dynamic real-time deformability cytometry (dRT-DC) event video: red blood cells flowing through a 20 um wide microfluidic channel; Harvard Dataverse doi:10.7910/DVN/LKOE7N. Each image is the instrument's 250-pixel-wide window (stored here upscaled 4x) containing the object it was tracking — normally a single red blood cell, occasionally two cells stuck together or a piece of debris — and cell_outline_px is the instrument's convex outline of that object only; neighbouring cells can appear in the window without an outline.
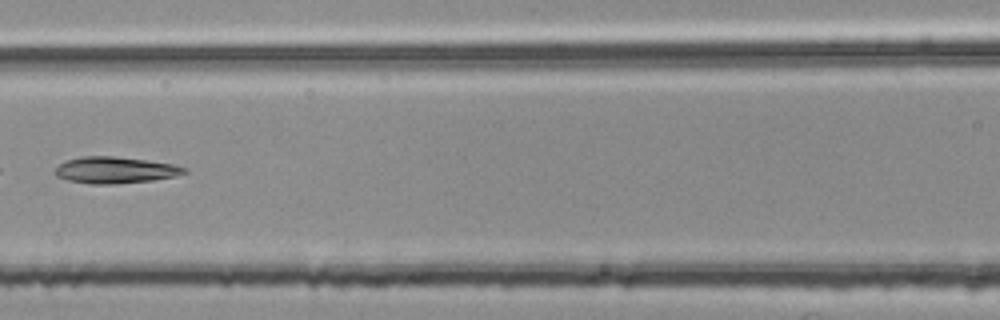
{"species": "common noctule bat (a hibernating species)", "species_latin": "Nyctalus noctula", "temperature_condition": "room temperature", "stored_images_in_passage": 6, "camera_frame_rate_fps": 3000, "um_per_image_px": 0.085, "animal": {"sex": "female", "body_mass_g": 25.1}, "frame": {"image": 1, "passage_image": 6, "time_ms": 1.667, "image_size_px": [1000, 320], "cell_outline_px": [[188, 172], [176, 176], [152, 180], [116, 184], [92, 184], [68, 180], [56, 176], [52, 172], [60, 164], [68, 160], [80, 156], [112, 156], [144, 160], [172, 164], [188, 168]], "centroid_in_image_um": [9.78, 14.46], "position_along_channel_um": 156.8, "area_um2": 19.88}}